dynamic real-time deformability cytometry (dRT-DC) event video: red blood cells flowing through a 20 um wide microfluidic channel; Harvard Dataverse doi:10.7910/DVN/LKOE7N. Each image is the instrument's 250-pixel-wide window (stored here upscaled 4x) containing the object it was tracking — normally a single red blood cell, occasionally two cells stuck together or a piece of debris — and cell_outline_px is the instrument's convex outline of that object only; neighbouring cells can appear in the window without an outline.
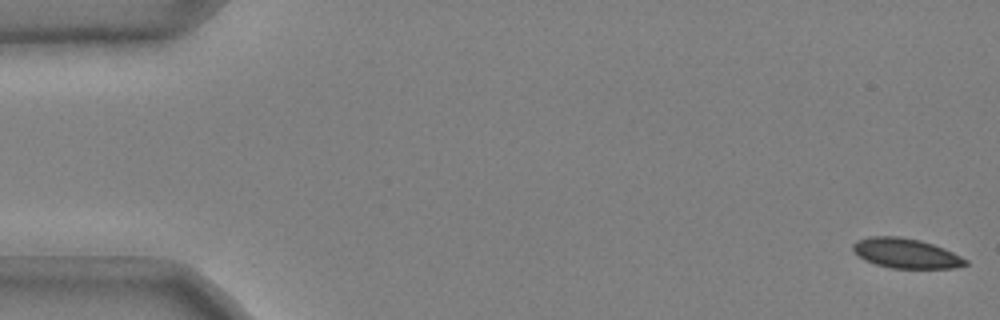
{"species": "common noctule bat (a hibernating species)", "species_latin": "Nyctalus noctula", "temperature_condition": "cold", "stored_images_in_passage": 52, "camera_frame_rate_fps": 3000, "um_per_image_px": 0.085, "animal": {"sex": "male", "body_mass_g": 20.4}, "frame": {"image": 1, "passage_image": 1, "time_ms": 0.0, "image_size_px": [1000, 320], "cell_outline_px": [[968, 264], [952, 268], [892, 268], [876, 264], [864, 260], [852, 248], [852, 244], [856, 240], [868, 236], [896, 236], [920, 240], [944, 248], [968, 260]], "centroid_in_image_um": [76.98, 21.52], "position_along_channel_um": 8.0, "area_um2": 19.42}}
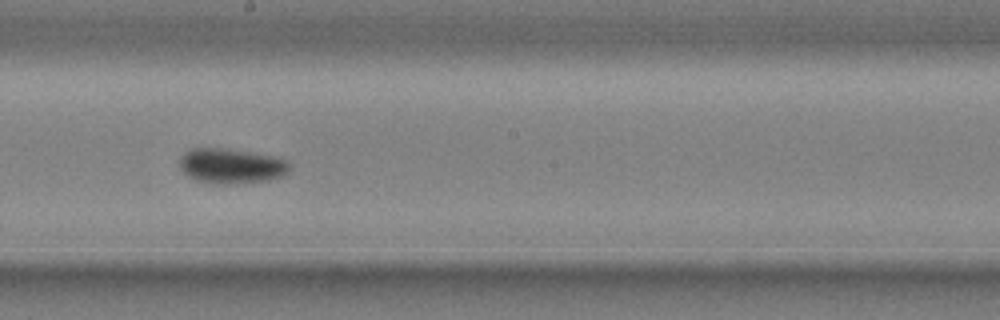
{"frame": {"image": 2, "passage_image": 30, "time_ms": 9.667, "image_size_px": [1000, 320], "cell_outline_px": [[288, 172], [284, 176], [268, 180], [232, 184], [216, 184], [196, 180], [188, 176], [180, 168], [180, 156], [184, 152], [192, 148], [228, 148], [276, 156], [288, 160]], "centroid_in_image_um": [19.66, 14.1], "position_along_channel_um": 228.5, "area_um2": 22.72}}
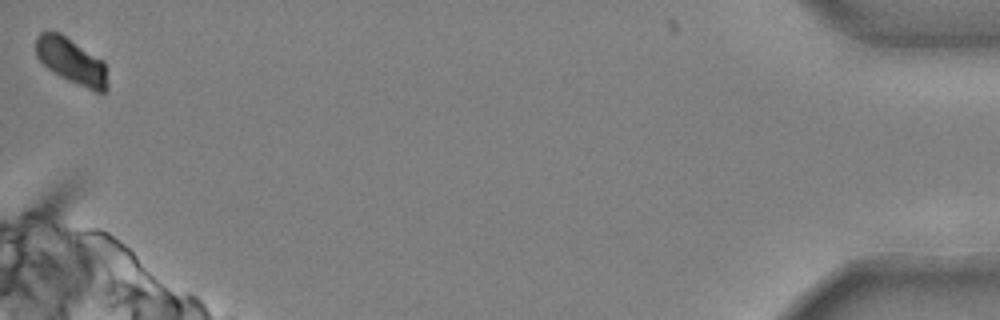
{"frame": {"image": 3, "passage_image": 52, "time_ms": 17.0, "image_size_px": [1000, 320], "cell_outline_px": [[108, 88], [104, 92], [96, 92], [68, 80], [52, 72], [36, 56], [36, 36], [40, 32], [48, 28], [60, 32], [104, 60], [108, 84]], "centroid_in_image_um": [6.06, 5.14], "position_along_channel_um": 429.1, "area_um2": 19.48}, "authors_computed_cell_mechanics": {"area_um2": 20.8369, "velocity_mm_per_s": 3.6955, "shape_relaxation_time_tau1_ms": 4.9479, "shape_relaxation_time_tau2_ms": null, "deformation_change_tau1": 0.1412, "deformation_change_tau2": null}}